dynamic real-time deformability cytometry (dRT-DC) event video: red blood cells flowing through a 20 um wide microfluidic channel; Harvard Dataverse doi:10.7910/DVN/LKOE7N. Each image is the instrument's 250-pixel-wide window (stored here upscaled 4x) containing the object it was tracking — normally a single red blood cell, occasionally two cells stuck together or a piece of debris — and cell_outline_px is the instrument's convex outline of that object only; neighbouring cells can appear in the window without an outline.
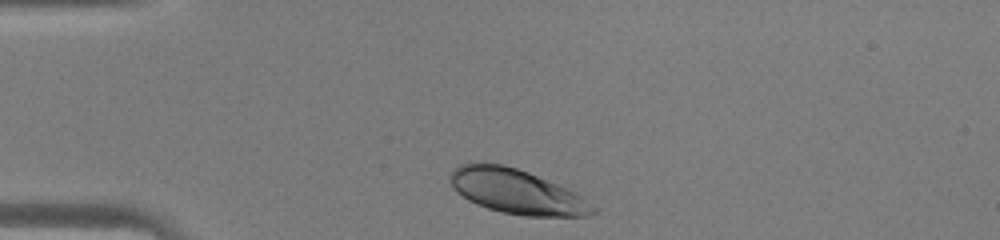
{"species": "human", "species_latin": "Homo sapiens", "temperature_condition": "warm", "stored_images_in_passage": 28, "camera_frame_rate_fps": 3000, "um_per_image_px": 0.085, "donor": {"sex": "male"}, "frame": {"image": 1, "passage_image": 1, "time_ms": 0.0, "image_size_px": [1000, 240], "cell_outline_px": [[600, 212], [588, 216], [524, 216], [504, 212], [488, 208], [476, 204], [468, 200], [456, 192], [448, 176], [460, 164], [476, 160], [504, 164], [528, 172], [576, 192], [596, 208]], "centroid_in_image_um": [43.9, 16.26], "position_along_channel_um": 41.1, "area_um2": 37.34}}
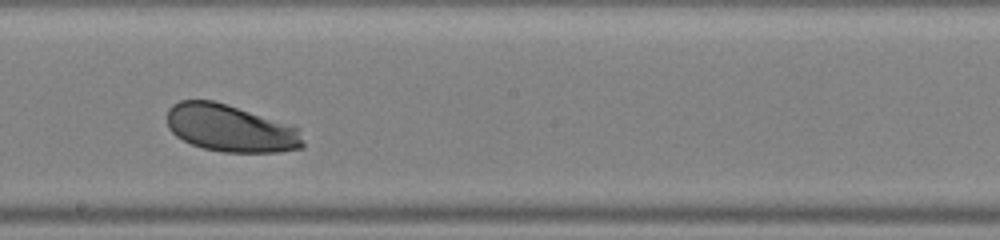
{"frame": {"image": 2, "passage_image": 16, "time_ms": 5.0, "image_size_px": [1000, 240], "cell_outline_px": [[304, 148], [280, 152], [224, 152], [204, 148], [192, 144], [176, 136], [168, 128], [168, 108], [172, 104], [180, 100], [212, 100], [300, 128], [304, 144]], "centroid_in_image_um": [19.59, 10.92], "position_along_channel_um": 228.6, "area_um2": 37.17}}
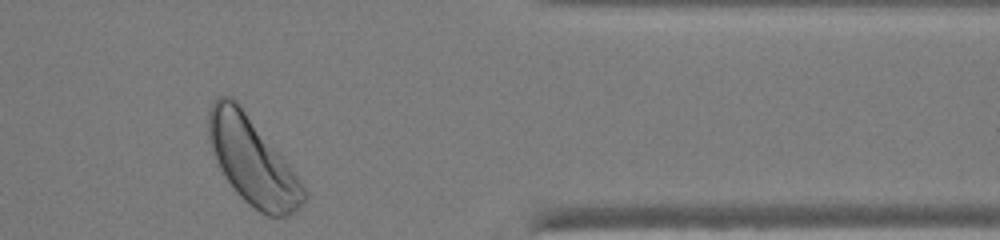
{"frame": {"image": 3, "passage_image": 28, "time_ms": 9.0, "image_size_px": [1000, 240], "cell_outline_px": [[308, 196], [300, 208], [288, 216], [268, 216], [260, 212], [248, 204], [236, 192], [220, 168], [212, 152], [208, 136], [208, 112], [212, 100], [216, 96], [232, 96], [240, 104], [288, 164], [308, 192]], "centroid_in_image_um": [21.44, 13.67], "position_along_channel_um": 390.0, "area_um2": 48.09}}